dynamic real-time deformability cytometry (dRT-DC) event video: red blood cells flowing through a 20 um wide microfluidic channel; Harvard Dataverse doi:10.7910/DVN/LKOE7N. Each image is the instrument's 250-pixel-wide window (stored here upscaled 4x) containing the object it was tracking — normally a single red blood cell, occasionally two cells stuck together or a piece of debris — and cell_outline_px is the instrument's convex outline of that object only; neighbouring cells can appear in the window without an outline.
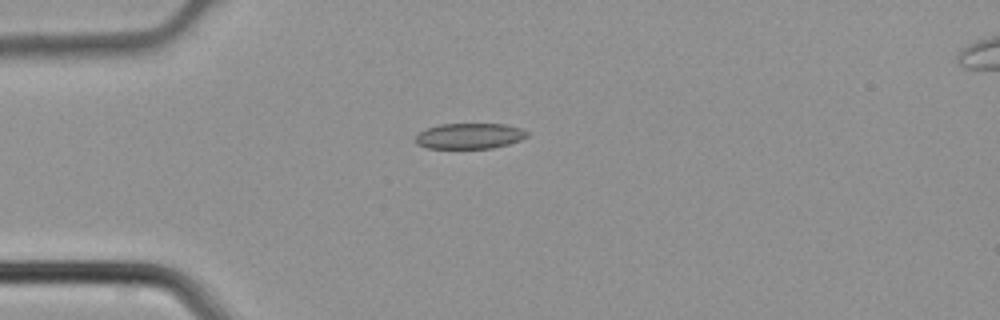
{"species": "common noctule bat (a hibernating species)", "species_latin": "Nyctalus noctula", "temperature_condition": "cold", "stored_images_in_passage": 2, "camera_frame_rate_fps": 3000, "um_per_image_px": 0.085, "animal": {"sex": "male", "body_mass_g": 21.5, "forearm_length_mm": 52.0}, "frame": {"image": 1, "passage_image": 1, "time_ms": 0.0, "image_size_px": [1000, 320], "cell_outline_px": [[528, 136], [520, 140], [508, 144], [492, 148], [428, 148], [416, 144], [412, 140], [420, 132], [428, 128], [440, 124], [504, 124], [520, 128], [528, 132]], "centroid_in_image_um": [39.89, 11.56], "position_along_channel_um": 45.1, "area_um2": 16.65}}